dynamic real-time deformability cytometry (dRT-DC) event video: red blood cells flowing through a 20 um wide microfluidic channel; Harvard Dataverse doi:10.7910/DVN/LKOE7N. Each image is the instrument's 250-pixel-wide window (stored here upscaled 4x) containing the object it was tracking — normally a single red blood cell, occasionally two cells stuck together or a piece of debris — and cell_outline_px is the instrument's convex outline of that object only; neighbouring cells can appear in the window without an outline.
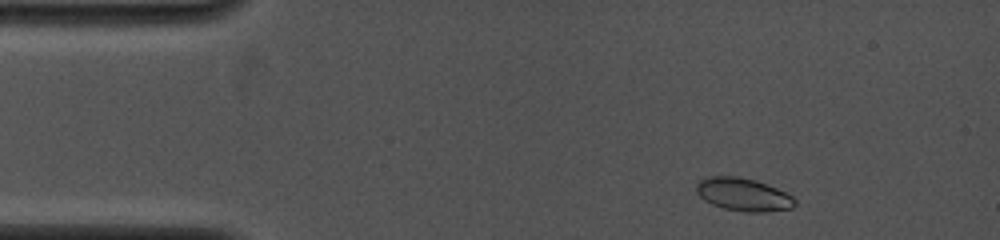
{"species": "common noctule bat (a hibernating species)", "species_latin": "Nyctalus noctula", "temperature_condition": "cold", "stored_images_in_passage": 3, "camera_frame_rate_fps": 4000, "um_per_image_px": 0.085, "animal": {"sex": "female", "body_mass_g": 19.0, "forearm_length_mm": 53.3}, "frame": {"image": 1, "passage_image": 1, "time_ms": 0.0, "image_size_px": [1000, 240], "cell_outline_px": [[796, 204], [792, 208], [764, 212], [744, 212], [724, 208], [712, 204], [704, 200], [696, 192], [696, 184], [704, 176], [736, 176], [756, 180], [776, 188], [792, 196], [796, 200]], "centroid_in_image_um": [63.16, 16.53], "position_along_channel_um": 21.8, "area_um2": 18.96}}